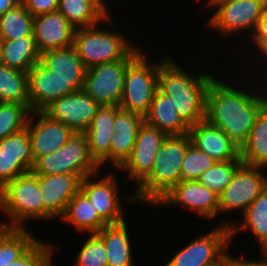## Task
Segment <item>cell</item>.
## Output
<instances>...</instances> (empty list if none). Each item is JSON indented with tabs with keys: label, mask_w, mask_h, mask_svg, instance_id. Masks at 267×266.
<instances>
[{
	"label": "cell",
	"mask_w": 267,
	"mask_h": 266,
	"mask_svg": "<svg viewBox=\"0 0 267 266\" xmlns=\"http://www.w3.org/2000/svg\"><path fill=\"white\" fill-rule=\"evenodd\" d=\"M218 77L212 79L207 89L206 120L220 128L241 148L248 139L256 117L267 105V86L257 79L253 80L252 75L248 77L251 80L243 82V86L239 82L236 86L233 80L228 83Z\"/></svg>",
	"instance_id": "cell-1"
},
{
	"label": "cell",
	"mask_w": 267,
	"mask_h": 266,
	"mask_svg": "<svg viewBox=\"0 0 267 266\" xmlns=\"http://www.w3.org/2000/svg\"><path fill=\"white\" fill-rule=\"evenodd\" d=\"M213 73L193 74L170 55L159 67L158 90L171 98L180 118L190 128L206 120V93Z\"/></svg>",
	"instance_id": "cell-2"
},
{
	"label": "cell",
	"mask_w": 267,
	"mask_h": 266,
	"mask_svg": "<svg viewBox=\"0 0 267 266\" xmlns=\"http://www.w3.org/2000/svg\"><path fill=\"white\" fill-rule=\"evenodd\" d=\"M190 144L189 134L168 136L158 149L150 175L130 197H125L129 204L155 207L181 181V165Z\"/></svg>",
	"instance_id": "cell-3"
},
{
	"label": "cell",
	"mask_w": 267,
	"mask_h": 266,
	"mask_svg": "<svg viewBox=\"0 0 267 266\" xmlns=\"http://www.w3.org/2000/svg\"><path fill=\"white\" fill-rule=\"evenodd\" d=\"M1 212L8 219L0 218L1 227L26 229L28 221L44 222V205L36 174L29 171L19 175L0 189Z\"/></svg>",
	"instance_id": "cell-4"
},
{
	"label": "cell",
	"mask_w": 267,
	"mask_h": 266,
	"mask_svg": "<svg viewBox=\"0 0 267 266\" xmlns=\"http://www.w3.org/2000/svg\"><path fill=\"white\" fill-rule=\"evenodd\" d=\"M111 20V15L104 20L105 25L107 24L105 29L99 24L76 28L73 47L86 68L125 59L139 46L137 43L134 45L133 40L121 34L119 30H113L115 19L113 22Z\"/></svg>",
	"instance_id": "cell-5"
},
{
	"label": "cell",
	"mask_w": 267,
	"mask_h": 266,
	"mask_svg": "<svg viewBox=\"0 0 267 266\" xmlns=\"http://www.w3.org/2000/svg\"><path fill=\"white\" fill-rule=\"evenodd\" d=\"M146 55L142 50L128 64L124 77L123 96L119 104L120 109L143 117L148 114L158 88L159 67L170 56H163L161 61H152Z\"/></svg>",
	"instance_id": "cell-6"
},
{
	"label": "cell",
	"mask_w": 267,
	"mask_h": 266,
	"mask_svg": "<svg viewBox=\"0 0 267 266\" xmlns=\"http://www.w3.org/2000/svg\"><path fill=\"white\" fill-rule=\"evenodd\" d=\"M266 6L267 0H210L205 8L216 11L210 16L207 26L219 31L222 38H231L234 33L236 38L241 33L249 40Z\"/></svg>",
	"instance_id": "cell-7"
},
{
	"label": "cell",
	"mask_w": 267,
	"mask_h": 266,
	"mask_svg": "<svg viewBox=\"0 0 267 266\" xmlns=\"http://www.w3.org/2000/svg\"><path fill=\"white\" fill-rule=\"evenodd\" d=\"M100 168L90 154L86 134L75 132L61 148L38 158L31 171L36 175L76 174L83 179Z\"/></svg>",
	"instance_id": "cell-8"
},
{
	"label": "cell",
	"mask_w": 267,
	"mask_h": 266,
	"mask_svg": "<svg viewBox=\"0 0 267 266\" xmlns=\"http://www.w3.org/2000/svg\"><path fill=\"white\" fill-rule=\"evenodd\" d=\"M141 51L137 46L125 59L87 68L83 90L100 106H119L126 69Z\"/></svg>",
	"instance_id": "cell-9"
},
{
	"label": "cell",
	"mask_w": 267,
	"mask_h": 266,
	"mask_svg": "<svg viewBox=\"0 0 267 266\" xmlns=\"http://www.w3.org/2000/svg\"><path fill=\"white\" fill-rule=\"evenodd\" d=\"M230 243L232 244L230 228L218 224L175 251L164 266H209L230 249Z\"/></svg>",
	"instance_id": "cell-10"
},
{
	"label": "cell",
	"mask_w": 267,
	"mask_h": 266,
	"mask_svg": "<svg viewBox=\"0 0 267 266\" xmlns=\"http://www.w3.org/2000/svg\"><path fill=\"white\" fill-rule=\"evenodd\" d=\"M267 169L242 164L228 186L219 197V214L241 210L243 215L247 208L267 187ZM266 172V173H265ZM239 210V211H238Z\"/></svg>",
	"instance_id": "cell-11"
},
{
	"label": "cell",
	"mask_w": 267,
	"mask_h": 266,
	"mask_svg": "<svg viewBox=\"0 0 267 266\" xmlns=\"http://www.w3.org/2000/svg\"><path fill=\"white\" fill-rule=\"evenodd\" d=\"M100 172L86 176L81 181L80 191L91 201L99 216L107 224H116L127 219L123 211L120 187L117 173L107 172L104 177H98ZM117 177V178H116Z\"/></svg>",
	"instance_id": "cell-12"
},
{
	"label": "cell",
	"mask_w": 267,
	"mask_h": 266,
	"mask_svg": "<svg viewBox=\"0 0 267 266\" xmlns=\"http://www.w3.org/2000/svg\"><path fill=\"white\" fill-rule=\"evenodd\" d=\"M167 137L144 121L138 130L131 155L116 171L126 172L125 179L137 188L150 175L158 149Z\"/></svg>",
	"instance_id": "cell-13"
},
{
	"label": "cell",
	"mask_w": 267,
	"mask_h": 266,
	"mask_svg": "<svg viewBox=\"0 0 267 266\" xmlns=\"http://www.w3.org/2000/svg\"><path fill=\"white\" fill-rule=\"evenodd\" d=\"M178 207L205 220H213L219 215V197L216 193L203 187L197 180L180 181L156 205Z\"/></svg>",
	"instance_id": "cell-14"
},
{
	"label": "cell",
	"mask_w": 267,
	"mask_h": 266,
	"mask_svg": "<svg viewBox=\"0 0 267 266\" xmlns=\"http://www.w3.org/2000/svg\"><path fill=\"white\" fill-rule=\"evenodd\" d=\"M100 107L82 89L51 102L42 112L49 118L64 123L74 132L85 133Z\"/></svg>",
	"instance_id": "cell-15"
},
{
	"label": "cell",
	"mask_w": 267,
	"mask_h": 266,
	"mask_svg": "<svg viewBox=\"0 0 267 266\" xmlns=\"http://www.w3.org/2000/svg\"><path fill=\"white\" fill-rule=\"evenodd\" d=\"M33 165L28 126L0 140V189Z\"/></svg>",
	"instance_id": "cell-16"
},
{
	"label": "cell",
	"mask_w": 267,
	"mask_h": 266,
	"mask_svg": "<svg viewBox=\"0 0 267 266\" xmlns=\"http://www.w3.org/2000/svg\"><path fill=\"white\" fill-rule=\"evenodd\" d=\"M27 126L34 162L61 148L75 133L70 127L49 118L42 111L32 112Z\"/></svg>",
	"instance_id": "cell-17"
},
{
	"label": "cell",
	"mask_w": 267,
	"mask_h": 266,
	"mask_svg": "<svg viewBox=\"0 0 267 266\" xmlns=\"http://www.w3.org/2000/svg\"><path fill=\"white\" fill-rule=\"evenodd\" d=\"M44 205V222L60 219L68 202L80 191L82 179L76 174L37 175Z\"/></svg>",
	"instance_id": "cell-18"
},
{
	"label": "cell",
	"mask_w": 267,
	"mask_h": 266,
	"mask_svg": "<svg viewBox=\"0 0 267 266\" xmlns=\"http://www.w3.org/2000/svg\"><path fill=\"white\" fill-rule=\"evenodd\" d=\"M27 74L29 107L32 112L42 111L51 102L77 91L72 86V80L58 78L40 62L33 65Z\"/></svg>",
	"instance_id": "cell-19"
},
{
	"label": "cell",
	"mask_w": 267,
	"mask_h": 266,
	"mask_svg": "<svg viewBox=\"0 0 267 266\" xmlns=\"http://www.w3.org/2000/svg\"><path fill=\"white\" fill-rule=\"evenodd\" d=\"M76 27L61 12L34 16L32 34L40 53L73 45Z\"/></svg>",
	"instance_id": "cell-20"
},
{
	"label": "cell",
	"mask_w": 267,
	"mask_h": 266,
	"mask_svg": "<svg viewBox=\"0 0 267 266\" xmlns=\"http://www.w3.org/2000/svg\"><path fill=\"white\" fill-rule=\"evenodd\" d=\"M191 144L206 153L216 162L231 161L240 158V147L220 128L207 120L189 128Z\"/></svg>",
	"instance_id": "cell-21"
},
{
	"label": "cell",
	"mask_w": 267,
	"mask_h": 266,
	"mask_svg": "<svg viewBox=\"0 0 267 266\" xmlns=\"http://www.w3.org/2000/svg\"><path fill=\"white\" fill-rule=\"evenodd\" d=\"M144 117L119 109L113 123V136L110 144V167L118 169L131 155L137 133Z\"/></svg>",
	"instance_id": "cell-22"
},
{
	"label": "cell",
	"mask_w": 267,
	"mask_h": 266,
	"mask_svg": "<svg viewBox=\"0 0 267 266\" xmlns=\"http://www.w3.org/2000/svg\"><path fill=\"white\" fill-rule=\"evenodd\" d=\"M119 106H101L94 116L90 128L85 132L90 154L102 168L110 167V144L114 134L113 123Z\"/></svg>",
	"instance_id": "cell-23"
},
{
	"label": "cell",
	"mask_w": 267,
	"mask_h": 266,
	"mask_svg": "<svg viewBox=\"0 0 267 266\" xmlns=\"http://www.w3.org/2000/svg\"><path fill=\"white\" fill-rule=\"evenodd\" d=\"M39 62L63 80H72L76 90H82L87 68L73 45L40 53Z\"/></svg>",
	"instance_id": "cell-24"
},
{
	"label": "cell",
	"mask_w": 267,
	"mask_h": 266,
	"mask_svg": "<svg viewBox=\"0 0 267 266\" xmlns=\"http://www.w3.org/2000/svg\"><path fill=\"white\" fill-rule=\"evenodd\" d=\"M222 224L230 228L231 241L234 236L248 230L253 242L259 244L260 252H267V187L253 201L242 215L241 221L222 219ZM237 222V223H236Z\"/></svg>",
	"instance_id": "cell-25"
},
{
	"label": "cell",
	"mask_w": 267,
	"mask_h": 266,
	"mask_svg": "<svg viewBox=\"0 0 267 266\" xmlns=\"http://www.w3.org/2000/svg\"><path fill=\"white\" fill-rule=\"evenodd\" d=\"M127 220L107 224L96 234L104 242L108 257L107 266H134L133 243L130 241V232Z\"/></svg>",
	"instance_id": "cell-26"
},
{
	"label": "cell",
	"mask_w": 267,
	"mask_h": 266,
	"mask_svg": "<svg viewBox=\"0 0 267 266\" xmlns=\"http://www.w3.org/2000/svg\"><path fill=\"white\" fill-rule=\"evenodd\" d=\"M144 121L156 127L167 136L185 135L189 127L180 118L170 97L156 90L148 114Z\"/></svg>",
	"instance_id": "cell-27"
},
{
	"label": "cell",
	"mask_w": 267,
	"mask_h": 266,
	"mask_svg": "<svg viewBox=\"0 0 267 266\" xmlns=\"http://www.w3.org/2000/svg\"><path fill=\"white\" fill-rule=\"evenodd\" d=\"M60 221L68 223L74 230L82 233H97L107 223L99 216L91 201L81 192L68 202Z\"/></svg>",
	"instance_id": "cell-28"
},
{
	"label": "cell",
	"mask_w": 267,
	"mask_h": 266,
	"mask_svg": "<svg viewBox=\"0 0 267 266\" xmlns=\"http://www.w3.org/2000/svg\"><path fill=\"white\" fill-rule=\"evenodd\" d=\"M39 59L40 52L33 34L13 40H0V62L9 68L28 72Z\"/></svg>",
	"instance_id": "cell-29"
},
{
	"label": "cell",
	"mask_w": 267,
	"mask_h": 266,
	"mask_svg": "<svg viewBox=\"0 0 267 266\" xmlns=\"http://www.w3.org/2000/svg\"><path fill=\"white\" fill-rule=\"evenodd\" d=\"M244 164L267 169V105L260 111L248 139L240 148Z\"/></svg>",
	"instance_id": "cell-30"
},
{
	"label": "cell",
	"mask_w": 267,
	"mask_h": 266,
	"mask_svg": "<svg viewBox=\"0 0 267 266\" xmlns=\"http://www.w3.org/2000/svg\"><path fill=\"white\" fill-rule=\"evenodd\" d=\"M58 11L76 28L104 25L109 16L94 0H59Z\"/></svg>",
	"instance_id": "cell-31"
},
{
	"label": "cell",
	"mask_w": 267,
	"mask_h": 266,
	"mask_svg": "<svg viewBox=\"0 0 267 266\" xmlns=\"http://www.w3.org/2000/svg\"><path fill=\"white\" fill-rule=\"evenodd\" d=\"M38 239L30 229L0 226V266H9Z\"/></svg>",
	"instance_id": "cell-32"
},
{
	"label": "cell",
	"mask_w": 267,
	"mask_h": 266,
	"mask_svg": "<svg viewBox=\"0 0 267 266\" xmlns=\"http://www.w3.org/2000/svg\"><path fill=\"white\" fill-rule=\"evenodd\" d=\"M0 103L29 104L27 72L0 62Z\"/></svg>",
	"instance_id": "cell-33"
},
{
	"label": "cell",
	"mask_w": 267,
	"mask_h": 266,
	"mask_svg": "<svg viewBox=\"0 0 267 266\" xmlns=\"http://www.w3.org/2000/svg\"><path fill=\"white\" fill-rule=\"evenodd\" d=\"M34 17L20 3L0 16V40H13L32 35Z\"/></svg>",
	"instance_id": "cell-34"
},
{
	"label": "cell",
	"mask_w": 267,
	"mask_h": 266,
	"mask_svg": "<svg viewBox=\"0 0 267 266\" xmlns=\"http://www.w3.org/2000/svg\"><path fill=\"white\" fill-rule=\"evenodd\" d=\"M242 164L241 159L215 162L199 176L197 181L219 196L232 181L236 170Z\"/></svg>",
	"instance_id": "cell-35"
},
{
	"label": "cell",
	"mask_w": 267,
	"mask_h": 266,
	"mask_svg": "<svg viewBox=\"0 0 267 266\" xmlns=\"http://www.w3.org/2000/svg\"><path fill=\"white\" fill-rule=\"evenodd\" d=\"M31 113L29 104L0 103V140L26 127Z\"/></svg>",
	"instance_id": "cell-36"
},
{
	"label": "cell",
	"mask_w": 267,
	"mask_h": 266,
	"mask_svg": "<svg viewBox=\"0 0 267 266\" xmlns=\"http://www.w3.org/2000/svg\"><path fill=\"white\" fill-rule=\"evenodd\" d=\"M75 259L74 266H107L108 257L102 239L96 234H87Z\"/></svg>",
	"instance_id": "cell-37"
},
{
	"label": "cell",
	"mask_w": 267,
	"mask_h": 266,
	"mask_svg": "<svg viewBox=\"0 0 267 266\" xmlns=\"http://www.w3.org/2000/svg\"><path fill=\"white\" fill-rule=\"evenodd\" d=\"M38 238L17 260L9 266H53L55 245Z\"/></svg>",
	"instance_id": "cell-38"
},
{
	"label": "cell",
	"mask_w": 267,
	"mask_h": 266,
	"mask_svg": "<svg viewBox=\"0 0 267 266\" xmlns=\"http://www.w3.org/2000/svg\"><path fill=\"white\" fill-rule=\"evenodd\" d=\"M215 162L206 153L190 144L181 165V181L197 180Z\"/></svg>",
	"instance_id": "cell-39"
},
{
	"label": "cell",
	"mask_w": 267,
	"mask_h": 266,
	"mask_svg": "<svg viewBox=\"0 0 267 266\" xmlns=\"http://www.w3.org/2000/svg\"><path fill=\"white\" fill-rule=\"evenodd\" d=\"M248 42L249 49L253 46L254 49H257H253V51L251 50V52L256 51L253 55H257L256 53L267 43V6L263 9L256 30Z\"/></svg>",
	"instance_id": "cell-40"
},
{
	"label": "cell",
	"mask_w": 267,
	"mask_h": 266,
	"mask_svg": "<svg viewBox=\"0 0 267 266\" xmlns=\"http://www.w3.org/2000/svg\"><path fill=\"white\" fill-rule=\"evenodd\" d=\"M21 3L34 17L58 10L59 0H21Z\"/></svg>",
	"instance_id": "cell-41"
},
{
	"label": "cell",
	"mask_w": 267,
	"mask_h": 266,
	"mask_svg": "<svg viewBox=\"0 0 267 266\" xmlns=\"http://www.w3.org/2000/svg\"><path fill=\"white\" fill-rule=\"evenodd\" d=\"M257 56L256 55H254L256 58L254 59L253 58V60H256V61H258L257 60V57H258V59H259V61L258 62H256L255 64L257 65V63L259 64V62L261 63V64H259V66L261 65V67L258 69L259 71H261V73H259V71L257 70V75L259 74V76H260V74H261V78L259 77V76H255L254 74H253V77H257V78H259L258 79V81L261 83L262 82V84H264L266 81H267V69H266V67H267V63H265V62H267V43L257 52ZM261 57V59H260V57ZM261 60V61H260ZM264 61V62H263ZM265 65V66H264ZM264 66V67H263ZM265 68V69H264ZM260 69H264L263 71L262 70H260ZM264 75H263V74ZM263 75V76H262ZM263 78V79H262ZM266 78V79H265ZM260 79H262V80H260ZM266 80V81H265ZM264 81V82H263ZM266 86H267V82H266V84H265Z\"/></svg>",
	"instance_id": "cell-42"
},
{
	"label": "cell",
	"mask_w": 267,
	"mask_h": 266,
	"mask_svg": "<svg viewBox=\"0 0 267 266\" xmlns=\"http://www.w3.org/2000/svg\"><path fill=\"white\" fill-rule=\"evenodd\" d=\"M263 257L259 258V259H250V260H246V258H242L239 257L238 255H236V257L234 255L231 256V266H266V252H261ZM238 256V258H237ZM262 259V260H261Z\"/></svg>",
	"instance_id": "cell-43"
},
{
	"label": "cell",
	"mask_w": 267,
	"mask_h": 266,
	"mask_svg": "<svg viewBox=\"0 0 267 266\" xmlns=\"http://www.w3.org/2000/svg\"><path fill=\"white\" fill-rule=\"evenodd\" d=\"M20 3L21 0H0V16L15 8Z\"/></svg>",
	"instance_id": "cell-44"
},
{
	"label": "cell",
	"mask_w": 267,
	"mask_h": 266,
	"mask_svg": "<svg viewBox=\"0 0 267 266\" xmlns=\"http://www.w3.org/2000/svg\"><path fill=\"white\" fill-rule=\"evenodd\" d=\"M209 266H231L230 250L227 251L219 260L210 264Z\"/></svg>",
	"instance_id": "cell-45"
},
{
	"label": "cell",
	"mask_w": 267,
	"mask_h": 266,
	"mask_svg": "<svg viewBox=\"0 0 267 266\" xmlns=\"http://www.w3.org/2000/svg\"><path fill=\"white\" fill-rule=\"evenodd\" d=\"M96 3H98L109 15H112L111 12L109 11V8L110 7L106 2V0H94Z\"/></svg>",
	"instance_id": "cell-46"
},
{
	"label": "cell",
	"mask_w": 267,
	"mask_h": 266,
	"mask_svg": "<svg viewBox=\"0 0 267 266\" xmlns=\"http://www.w3.org/2000/svg\"><path fill=\"white\" fill-rule=\"evenodd\" d=\"M198 1H200V0H197V2H198ZM207 1H208V2H207ZM209 2H210V0H206V1H205L206 4H204V6H206Z\"/></svg>",
	"instance_id": "cell-47"
}]
</instances>
